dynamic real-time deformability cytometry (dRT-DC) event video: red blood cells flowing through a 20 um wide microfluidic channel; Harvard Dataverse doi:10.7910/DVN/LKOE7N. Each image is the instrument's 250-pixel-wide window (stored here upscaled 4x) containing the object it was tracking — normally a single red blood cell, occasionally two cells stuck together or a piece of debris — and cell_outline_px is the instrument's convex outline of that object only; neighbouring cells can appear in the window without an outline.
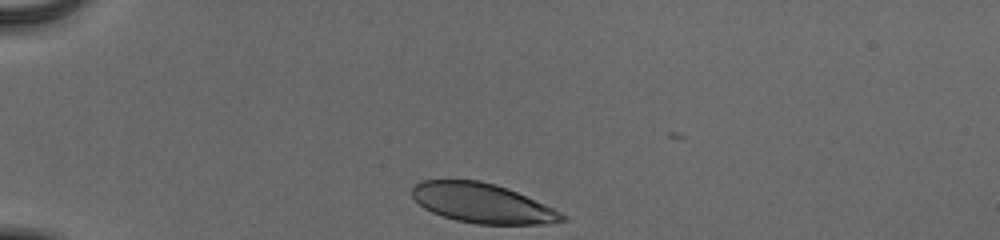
{"species": "human", "species_latin": "Homo sapiens", "temperature_condition": "cold", "stored_images_in_passage": 33, "camera_frame_rate_fps": 3000, "um_per_image_px": 0.085, "donor": {"sex": "male"}, "frame": {"image": 1, "passage_image": 1, "time_ms": 0.0, "image_size_px": [1000, 240], "cell_outline_px": [[568, 220], [552, 224], [476, 224], [456, 220], [432, 212], [424, 208], [412, 196], [412, 188], [420, 180], [480, 180], [496, 184], [508, 188], [544, 204], [568, 216]], "centroid_in_image_um": [41.03, 17.27], "position_along_channel_um": 44.0, "area_um2": 34.62}}
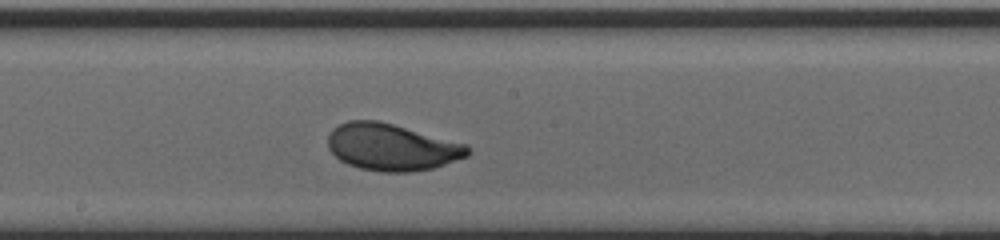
{"frame": {"image": 2, "passage_image": 18, "time_ms": 5.667, "image_size_px": [1000, 240], "cell_outline_px": [[472, 152], [468, 156], [432, 168], [412, 172], [384, 172], [360, 168], [348, 164], [340, 160], [328, 148], [328, 132], [332, 128], [348, 120], [380, 120], [468, 144], [472, 148]], "centroid_in_image_um": [33.32, 12.49], "position_along_channel_um": 214.9, "area_um2": 38.55}}
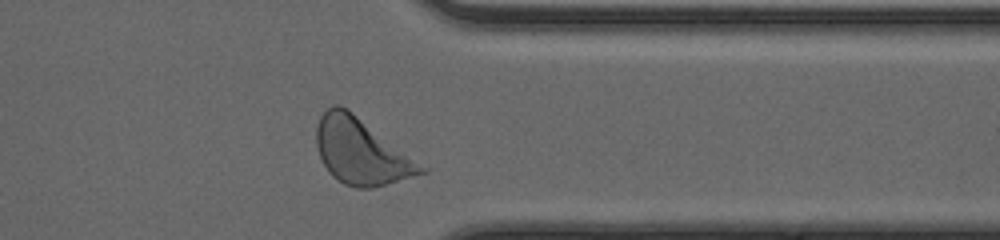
{"frame": {"image": 3, "passage_image": 31, "time_ms": 10.0, "image_size_px": [1000, 240], "cell_outline_px": [[428, 172], [372, 188], [356, 188], [344, 184], [332, 176], [328, 172], [320, 156], [316, 144], [316, 128], [320, 116], [332, 104], [340, 104], [352, 112], [428, 168]], "centroid_in_image_um": [30.69, 12.88], "position_along_channel_um": 380.7, "area_um2": 39.82}, "authors_computed_cell_mechanics": {"area_um2": 36.992, "velocity_mm_per_s": 3.8605, "shape_relaxation_time_tau1_ms": 1.9594, "shape_relaxation_time_tau2_ms": null, "deformation_change_tau1": 0.1203, "deformation_change_tau2": null}}